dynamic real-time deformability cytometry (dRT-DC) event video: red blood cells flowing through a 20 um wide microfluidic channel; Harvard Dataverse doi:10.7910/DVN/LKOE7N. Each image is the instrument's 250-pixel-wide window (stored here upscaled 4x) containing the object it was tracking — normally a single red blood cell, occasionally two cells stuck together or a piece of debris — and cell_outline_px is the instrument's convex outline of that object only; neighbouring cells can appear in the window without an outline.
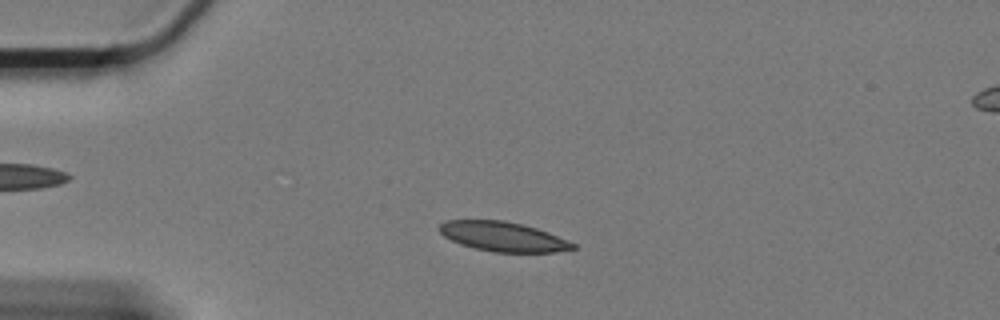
{"species": "Egyptian fruit bat (a non-hibernating species)", "species_latin": "Rousettus aegyptiacus", "temperature_condition": "cold", "stored_images_in_passage": 57, "camera_frame_rate_fps": 3000, "um_per_image_px": 0.085, "animal": {"sex": "female"}, "frame": {"image": 1, "passage_image": 11, "time_ms": 3.333, "image_size_px": [1000, 320], "cell_outline_px": [[576, 248], [556, 252], [492, 252], [460, 244], [444, 236], [436, 228], [444, 220], [504, 220], [536, 228], [548, 232], [576, 244]], "centroid_in_image_um": [42.73, 20.11], "position_along_channel_um": 42.3, "area_um2": 22.95}}
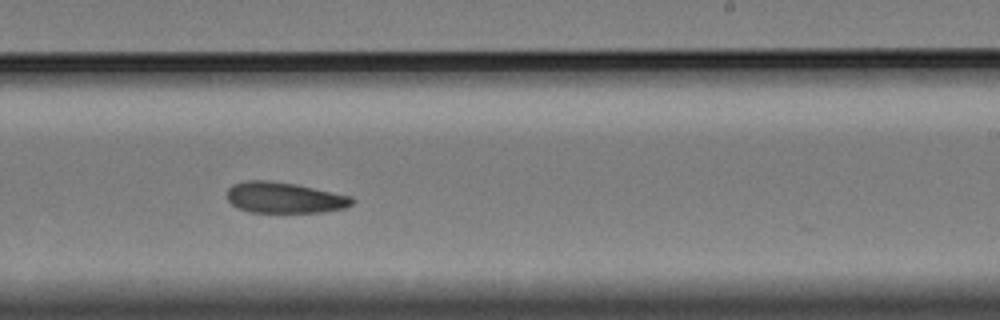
{"frame": {"image": 2, "passage_image": 34, "time_ms": 11.0, "image_size_px": [1000, 320], "cell_outline_px": [[356, 200], [352, 204], [344, 208], [324, 212], [248, 212], [236, 208], [228, 200], [228, 188], [232, 184], [244, 180], [268, 180], [296, 184], [352, 196]], "centroid_in_image_um": [24.16, 16.8], "position_along_channel_um": 264.8, "area_um2": 22.72}}
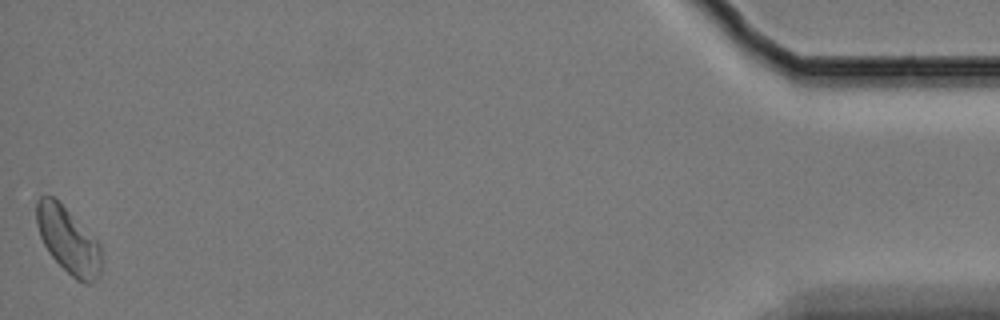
{"frame": {"image": 3, "passage_image": 57, "time_ms": 18.667, "image_size_px": [1000, 320], "cell_outline_px": [[100, 272], [96, 280], [92, 284], [84, 284], [76, 280], [48, 252], [40, 236], [36, 224], [36, 200], [40, 196], [52, 196], [100, 244]], "centroid_in_image_um": [5.77, 20.46], "position_along_channel_um": 429.4, "area_um2": 24.39}}